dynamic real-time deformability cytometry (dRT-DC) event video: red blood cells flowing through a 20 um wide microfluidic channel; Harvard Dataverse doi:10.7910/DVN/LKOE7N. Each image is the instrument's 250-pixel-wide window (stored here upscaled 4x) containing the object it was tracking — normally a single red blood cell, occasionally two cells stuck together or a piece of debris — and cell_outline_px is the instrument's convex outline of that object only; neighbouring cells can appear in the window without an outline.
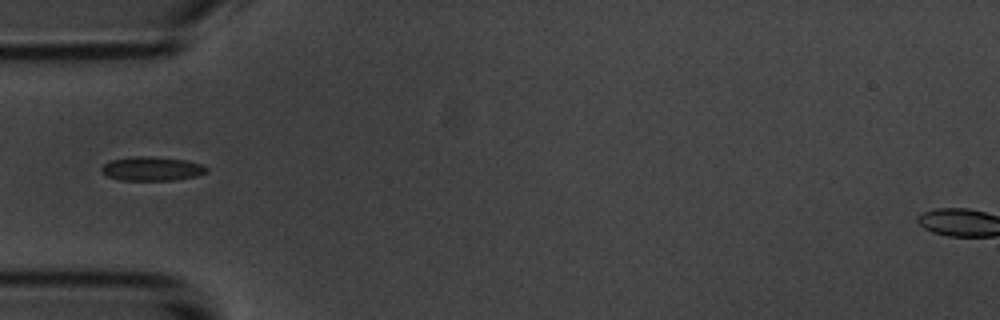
{"species": "common noctule bat (a hibernating species)", "species_latin": "Nyctalus noctula", "temperature_condition": "room temperature", "stored_images_in_passage": 6, "camera_frame_rate_fps": 3000, "um_per_image_px": 0.085, "animal": {"sex": "male", "body_mass_g": 20.1, "forearm_length_mm": 53.5}, "frame": {"image": 1, "passage_image": 3, "time_ms": 2.667, "image_size_px": [1000, 320], "cell_outline_px": [[208, 172], [196, 176], [172, 180], [120, 180], [108, 176], [100, 172], [100, 168], [108, 160], [132, 156], [156, 156], [184, 160], [200, 164], [208, 168]], "centroid_in_image_um": [12.86, 14.33], "position_along_channel_um": 72.1, "area_um2": 14.85}}
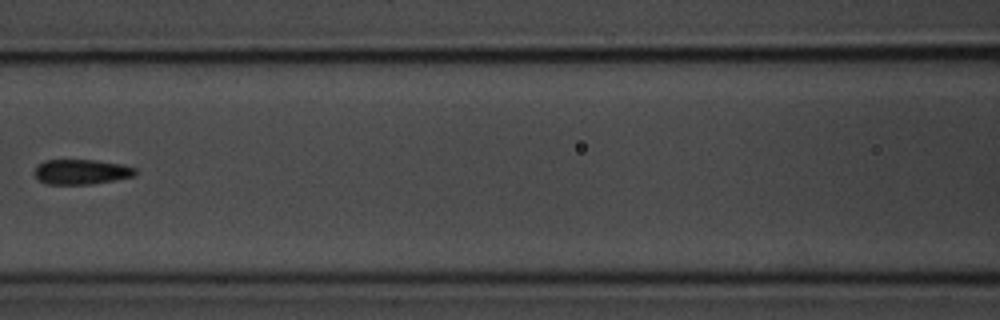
{"frame": {"image": 2, "passage_image": 5, "time_ms": 5.0, "image_size_px": [1000, 320], "cell_outline_px": [[136, 176], [116, 180], [92, 184], [48, 184], [40, 180], [36, 176], [36, 164], [44, 160], [96, 160], [120, 164], [136, 168]], "centroid_in_image_um": [6.94, 14.6], "position_along_channel_um": 159.7, "area_um2": 14.68}}
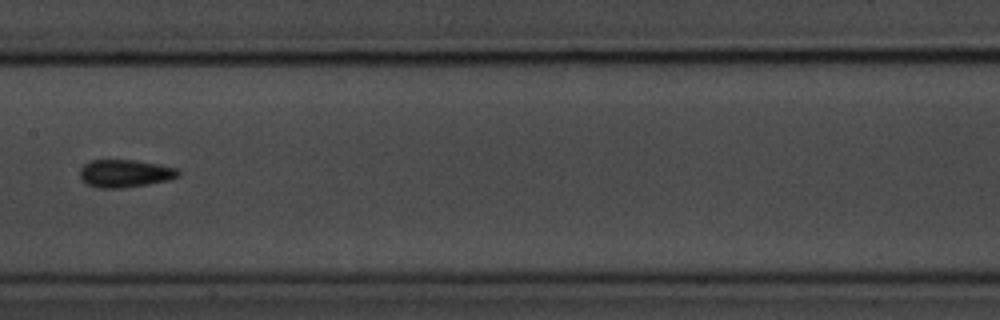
{"frame": {"image": 3, "passage_image": 6, "time_ms": 6.0, "image_size_px": [1000, 320], "cell_outline_px": [[180, 176], [172, 180], [148, 184], [120, 188], [96, 188], [80, 180], [80, 168], [84, 164], [92, 160], [132, 160], [160, 164], [176, 168], [180, 172]], "centroid_in_image_um": [10.64, 14.75], "position_along_channel_um": 196.8, "area_um2": 16.07}}